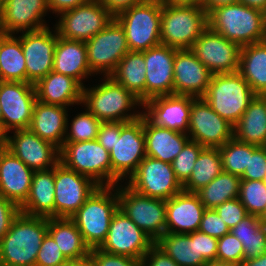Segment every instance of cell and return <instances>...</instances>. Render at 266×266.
Returning a JSON list of instances; mask_svg holds the SVG:
<instances>
[{
	"mask_svg": "<svg viewBox=\"0 0 266 266\" xmlns=\"http://www.w3.org/2000/svg\"><path fill=\"white\" fill-rule=\"evenodd\" d=\"M99 79L102 80L101 82L99 80L100 84L88 86V88L87 85L83 87L81 102L98 120L130 122L142 116L143 110H136L143 108V103L139 98L111 76H101Z\"/></svg>",
	"mask_w": 266,
	"mask_h": 266,
	"instance_id": "1",
	"label": "cell"
},
{
	"mask_svg": "<svg viewBox=\"0 0 266 266\" xmlns=\"http://www.w3.org/2000/svg\"><path fill=\"white\" fill-rule=\"evenodd\" d=\"M48 218L20 212L0 240V266H35Z\"/></svg>",
	"mask_w": 266,
	"mask_h": 266,
	"instance_id": "2",
	"label": "cell"
},
{
	"mask_svg": "<svg viewBox=\"0 0 266 266\" xmlns=\"http://www.w3.org/2000/svg\"><path fill=\"white\" fill-rule=\"evenodd\" d=\"M208 27L240 47L266 40V13L241 2L208 13Z\"/></svg>",
	"mask_w": 266,
	"mask_h": 266,
	"instance_id": "3",
	"label": "cell"
},
{
	"mask_svg": "<svg viewBox=\"0 0 266 266\" xmlns=\"http://www.w3.org/2000/svg\"><path fill=\"white\" fill-rule=\"evenodd\" d=\"M118 209L117 186H99L70 219L90 249L98 248L105 240L111 219Z\"/></svg>",
	"mask_w": 266,
	"mask_h": 266,
	"instance_id": "4",
	"label": "cell"
},
{
	"mask_svg": "<svg viewBox=\"0 0 266 266\" xmlns=\"http://www.w3.org/2000/svg\"><path fill=\"white\" fill-rule=\"evenodd\" d=\"M255 96L249 83L235 72L213 74L202 98L217 114L234 126Z\"/></svg>",
	"mask_w": 266,
	"mask_h": 266,
	"instance_id": "5",
	"label": "cell"
},
{
	"mask_svg": "<svg viewBox=\"0 0 266 266\" xmlns=\"http://www.w3.org/2000/svg\"><path fill=\"white\" fill-rule=\"evenodd\" d=\"M208 28V13L203 7L162 3L161 44L190 49Z\"/></svg>",
	"mask_w": 266,
	"mask_h": 266,
	"instance_id": "6",
	"label": "cell"
},
{
	"mask_svg": "<svg viewBox=\"0 0 266 266\" xmlns=\"http://www.w3.org/2000/svg\"><path fill=\"white\" fill-rule=\"evenodd\" d=\"M162 0H144L114 18L124 28L129 50L145 51L161 44Z\"/></svg>",
	"mask_w": 266,
	"mask_h": 266,
	"instance_id": "7",
	"label": "cell"
},
{
	"mask_svg": "<svg viewBox=\"0 0 266 266\" xmlns=\"http://www.w3.org/2000/svg\"><path fill=\"white\" fill-rule=\"evenodd\" d=\"M111 186L124 183L146 157L143 114L138 119L125 122L111 149Z\"/></svg>",
	"mask_w": 266,
	"mask_h": 266,
	"instance_id": "8",
	"label": "cell"
},
{
	"mask_svg": "<svg viewBox=\"0 0 266 266\" xmlns=\"http://www.w3.org/2000/svg\"><path fill=\"white\" fill-rule=\"evenodd\" d=\"M59 155L68 169L88 176L99 186H111L110 153L97 140L63 142Z\"/></svg>",
	"mask_w": 266,
	"mask_h": 266,
	"instance_id": "9",
	"label": "cell"
},
{
	"mask_svg": "<svg viewBox=\"0 0 266 266\" xmlns=\"http://www.w3.org/2000/svg\"><path fill=\"white\" fill-rule=\"evenodd\" d=\"M119 209L154 242L166 233V200L141 195L125 183L117 185Z\"/></svg>",
	"mask_w": 266,
	"mask_h": 266,
	"instance_id": "10",
	"label": "cell"
},
{
	"mask_svg": "<svg viewBox=\"0 0 266 266\" xmlns=\"http://www.w3.org/2000/svg\"><path fill=\"white\" fill-rule=\"evenodd\" d=\"M85 44L88 66L94 75L110 76L130 51L124 28L115 18Z\"/></svg>",
	"mask_w": 266,
	"mask_h": 266,
	"instance_id": "11",
	"label": "cell"
},
{
	"mask_svg": "<svg viewBox=\"0 0 266 266\" xmlns=\"http://www.w3.org/2000/svg\"><path fill=\"white\" fill-rule=\"evenodd\" d=\"M36 101L34 84L0 81L1 137L14 130L29 128Z\"/></svg>",
	"mask_w": 266,
	"mask_h": 266,
	"instance_id": "12",
	"label": "cell"
},
{
	"mask_svg": "<svg viewBox=\"0 0 266 266\" xmlns=\"http://www.w3.org/2000/svg\"><path fill=\"white\" fill-rule=\"evenodd\" d=\"M58 16V21L53 25L58 36L83 42L102 31L114 18L99 0H88Z\"/></svg>",
	"mask_w": 266,
	"mask_h": 266,
	"instance_id": "13",
	"label": "cell"
},
{
	"mask_svg": "<svg viewBox=\"0 0 266 266\" xmlns=\"http://www.w3.org/2000/svg\"><path fill=\"white\" fill-rule=\"evenodd\" d=\"M125 184L133 191L152 198L168 200L183 190L172 165L146 156Z\"/></svg>",
	"mask_w": 266,
	"mask_h": 266,
	"instance_id": "14",
	"label": "cell"
},
{
	"mask_svg": "<svg viewBox=\"0 0 266 266\" xmlns=\"http://www.w3.org/2000/svg\"><path fill=\"white\" fill-rule=\"evenodd\" d=\"M2 144L32 171L52 169L60 162L59 148L29 129L7 133Z\"/></svg>",
	"mask_w": 266,
	"mask_h": 266,
	"instance_id": "15",
	"label": "cell"
},
{
	"mask_svg": "<svg viewBox=\"0 0 266 266\" xmlns=\"http://www.w3.org/2000/svg\"><path fill=\"white\" fill-rule=\"evenodd\" d=\"M55 218H71L99 187L88 176L68 169L61 162L54 167Z\"/></svg>",
	"mask_w": 266,
	"mask_h": 266,
	"instance_id": "16",
	"label": "cell"
},
{
	"mask_svg": "<svg viewBox=\"0 0 266 266\" xmlns=\"http://www.w3.org/2000/svg\"><path fill=\"white\" fill-rule=\"evenodd\" d=\"M154 244L149 235L118 209L111 219L105 240L98 248L108 253L142 260Z\"/></svg>",
	"mask_w": 266,
	"mask_h": 266,
	"instance_id": "17",
	"label": "cell"
},
{
	"mask_svg": "<svg viewBox=\"0 0 266 266\" xmlns=\"http://www.w3.org/2000/svg\"><path fill=\"white\" fill-rule=\"evenodd\" d=\"M188 136L204 147L218 148L234 137V127L203 98H193Z\"/></svg>",
	"mask_w": 266,
	"mask_h": 266,
	"instance_id": "18",
	"label": "cell"
},
{
	"mask_svg": "<svg viewBox=\"0 0 266 266\" xmlns=\"http://www.w3.org/2000/svg\"><path fill=\"white\" fill-rule=\"evenodd\" d=\"M241 47L209 27L190 50L212 74L238 72Z\"/></svg>",
	"mask_w": 266,
	"mask_h": 266,
	"instance_id": "19",
	"label": "cell"
},
{
	"mask_svg": "<svg viewBox=\"0 0 266 266\" xmlns=\"http://www.w3.org/2000/svg\"><path fill=\"white\" fill-rule=\"evenodd\" d=\"M54 29V30H53ZM58 34L48 26L37 31L21 32L26 64V82L36 84L53 69Z\"/></svg>",
	"mask_w": 266,
	"mask_h": 266,
	"instance_id": "20",
	"label": "cell"
},
{
	"mask_svg": "<svg viewBox=\"0 0 266 266\" xmlns=\"http://www.w3.org/2000/svg\"><path fill=\"white\" fill-rule=\"evenodd\" d=\"M50 13L47 0H3L0 26L3 34L37 31L48 27L44 20Z\"/></svg>",
	"mask_w": 266,
	"mask_h": 266,
	"instance_id": "21",
	"label": "cell"
},
{
	"mask_svg": "<svg viewBox=\"0 0 266 266\" xmlns=\"http://www.w3.org/2000/svg\"><path fill=\"white\" fill-rule=\"evenodd\" d=\"M175 53L176 48L163 44L144 51L145 102L154 97L173 94Z\"/></svg>",
	"mask_w": 266,
	"mask_h": 266,
	"instance_id": "22",
	"label": "cell"
},
{
	"mask_svg": "<svg viewBox=\"0 0 266 266\" xmlns=\"http://www.w3.org/2000/svg\"><path fill=\"white\" fill-rule=\"evenodd\" d=\"M193 98L180 94L154 97L143 103V114L158 126L188 134Z\"/></svg>",
	"mask_w": 266,
	"mask_h": 266,
	"instance_id": "23",
	"label": "cell"
},
{
	"mask_svg": "<svg viewBox=\"0 0 266 266\" xmlns=\"http://www.w3.org/2000/svg\"><path fill=\"white\" fill-rule=\"evenodd\" d=\"M173 94L202 98L208 90L212 73L190 49H176Z\"/></svg>",
	"mask_w": 266,
	"mask_h": 266,
	"instance_id": "24",
	"label": "cell"
},
{
	"mask_svg": "<svg viewBox=\"0 0 266 266\" xmlns=\"http://www.w3.org/2000/svg\"><path fill=\"white\" fill-rule=\"evenodd\" d=\"M33 174L19 158L0 147V195L20 207L29 195Z\"/></svg>",
	"mask_w": 266,
	"mask_h": 266,
	"instance_id": "25",
	"label": "cell"
},
{
	"mask_svg": "<svg viewBox=\"0 0 266 266\" xmlns=\"http://www.w3.org/2000/svg\"><path fill=\"white\" fill-rule=\"evenodd\" d=\"M205 209L195 192L182 190L166 200V232L188 234L198 231Z\"/></svg>",
	"mask_w": 266,
	"mask_h": 266,
	"instance_id": "26",
	"label": "cell"
},
{
	"mask_svg": "<svg viewBox=\"0 0 266 266\" xmlns=\"http://www.w3.org/2000/svg\"><path fill=\"white\" fill-rule=\"evenodd\" d=\"M37 100L63 107L81 105L83 86L74 78L51 71L36 84Z\"/></svg>",
	"mask_w": 266,
	"mask_h": 266,
	"instance_id": "27",
	"label": "cell"
},
{
	"mask_svg": "<svg viewBox=\"0 0 266 266\" xmlns=\"http://www.w3.org/2000/svg\"><path fill=\"white\" fill-rule=\"evenodd\" d=\"M146 156L172 163L190 140L188 134L167 129L152 123L143 114Z\"/></svg>",
	"mask_w": 266,
	"mask_h": 266,
	"instance_id": "28",
	"label": "cell"
},
{
	"mask_svg": "<svg viewBox=\"0 0 266 266\" xmlns=\"http://www.w3.org/2000/svg\"><path fill=\"white\" fill-rule=\"evenodd\" d=\"M69 107L36 101L29 130L41 139L53 143L59 149L63 146Z\"/></svg>",
	"mask_w": 266,
	"mask_h": 266,
	"instance_id": "29",
	"label": "cell"
},
{
	"mask_svg": "<svg viewBox=\"0 0 266 266\" xmlns=\"http://www.w3.org/2000/svg\"><path fill=\"white\" fill-rule=\"evenodd\" d=\"M52 71L70 76L84 87L86 79L95 76L88 66L85 42L58 36Z\"/></svg>",
	"mask_w": 266,
	"mask_h": 266,
	"instance_id": "30",
	"label": "cell"
},
{
	"mask_svg": "<svg viewBox=\"0 0 266 266\" xmlns=\"http://www.w3.org/2000/svg\"><path fill=\"white\" fill-rule=\"evenodd\" d=\"M20 212L46 218H55L54 168L34 171L29 195L20 206Z\"/></svg>",
	"mask_w": 266,
	"mask_h": 266,
	"instance_id": "31",
	"label": "cell"
},
{
	"mask_svg": "<svg viewBox=\"0 0 266 266\" xmlns=\"http://www.w3.org/2000/svg\"><path fill=\"white\" fill-rule=\"evenodd\" d=\"M233 127L237 140L266 146V96L256 95Z\"/></svg>",
	"mask_w": 266,
	"mask_h": 266,
	"instance_id": "32",
	"label": "cell"
},
{
	"mask_svg": "<svg viewBox=\"0 0 266 266\" xmlns=\"http://www.w3.org/2000/svg\"><path fill=\"white\" fill-rule=\"evenodd\" d=\"M48 234L68 261H79L89 257L91 249L70 218H48Z\"/></svg>",
	"mask_w": 266,
	"mask_h": 266,
	"instance_id": "33",
	"label": "cell"
},
{
	"mask_svg": "<svg viewBox=\"0 0 266 266\" xmlns=\"http://www.w3.org/2000/svg\"><path fill=\"white\" fill-rule=\"evenodd\" d=\"M238 73L256 95L266 96V40L241 47Z\"/></svg>",
	"mask_w": 266,
	"mask_h": 266,
	"instance_id": "34",
	"label": "cell"
},
{
	"mask_svg": "<svg viewBox=\"0 0 266 266\" xmlns=\"http://www.w3.org/2000/svg\"><path fill=\"white\" fill-rule=\"evenodd\" d=\"M155 244L179 266H204L207 263L199 254L198 231L188 234L166 232Z\"/></svg>",
	"mask_w": 266,
	"mask_h": 266,
	"instance_id": "35",
	"label": "cell"
},
{
	"mask_svg": "<svg viewBox=\"0 0 266 266\" xmlns=\"http://www.w3.org/2000/svg\"><path fill=\"white\" fill-rule=\"evenodd\" d=\"M145 68L144 51H129L110 76L145 103Z\"/></svg>",
	"mask_w": 266,
	"mask_h": 266,
	"instance_id": "36",
	"label": "cell"
},
{
	"mask_svg": "<svg viewBox=\"0 0 266 266\" xmlns=\"http://www.w3.org/2000/svg\"><path fill=\"white\" fill-rule=\"evenodd\" d=\"M0 81L26 82V64L21 34L0 35Z\"/></svg>",
	"mask_w": 266,
	"mask_h": 266,
	"instance_id": "37",
	"label": "cell"
},
{
	"mask_svg": "<svg viewBox=\"0 0 266 266\" xmlns=\"http://www.w3.org/2000/svg\"><path fill=\"white\" fill-rule=\"evenodd\" d=\"M241 178L222 171L208 185L195 193L206 209H215L227 200L239 198Z\"/></svg>",
	"mask_w": 266,
	"mask_h": 266,
	"instance_id": "38",
	"label": "cell"
},
{
	"mask_svg": "<svg viewBox=\"0 0 266 266\" xmlns=\"http://www.w3.org/2000/svg\"><path fill=\"white\" fill-rule=\"evenodd\" d=\"M222 171V159L219 149L205 147L195 162L190 178L182 185L183 191H198L208 185Z\"/></svg>",
	"mask_w": 266,
	"mask_h": 266,
	"instance_id": "39",
	"label": "cell"
},
{
	"mask_svg": "<svg viewBox=\"0 0 266 266\" xmlns=\"http://www.w3.org/2000/svg\"><path fill=\"white\" fill-rule=\"evenodd\" d=\"M218 149L223 171L241 177L248 167L249 155H252V145L233 137Z\"/></svg>",
	"mask_w": 266,
	"mask_h": 266,
	"instance_id": "40",
	"label": "cell"
},
{
	"mask_svg": "<svg viewBox=\"0 0 266 266\" xmlns=\"http://www.w3.org/2000/svg\"><path fill=\"white\" fill-rule=\"evenodd\" d=\"M84 110L76 114L75 117L73 116L71 121L67 117L64 142H83L97 139L102 121L98 120L86 108Z\"/></svg>",
	"mask_w": 266,
	"mask_h": 266,
	"instance_id": "41",
	"label": "cell"
},
{
	"mask_svg": "<svg viewBox=\"0 0 266 266\" xmlns=\"http://www.w3.org/2000/svg\"><path fill=\"white\" fill-rule=\"evenodd\" d=\"M239 200L248 214L261 217L266 211V184L264 181L241 180Z\"/></svg>",
	"mask_w": 266,
	"mask_h": 266,
	"instance_id": "42",
	"label": "cell"
},
{
	"mask_svg": "<svg viewBox=\"0 0 266 266\" xmlns=\"http://www.w3.org/2000/svg\"><path fill=\"white\" fill-rule=\"evenodd\" d=\"M204 148L205 147L199 143L189 140L177 157L172 161V169L176 179L181 185L190 178L195 162Z\"/></svg>",
	"mask_w": 266,
	"mask_h": 266,
	"instance_id": "43",
	"label": "cell"
},
{
	"mask_svg": "<svg viewBox=\"0 0 266 266\" xmlns=\"http://www.w3.org/2000/svg\"><path fill=\"white\" fill-rule=\"evenodd\" d=\"M216 260L242 263L244 261L243 245L231 233L218 239Z\"/></svg>",
	"mask_w": 266,
	"mask_h": 266,
	"instance_id": "44",
	"label": "cell"
},
{
	"mask_svg": "<svg viewBox=\"0 0 266 266\" xmlns=\"http://www.w3.org/2000/svg\"><path fill=\"white\" fill-rule=\"evenodd\" d=\"M67 261L57 243L47 233L38 251L35 266H59Z\"/></svg>",
	"mask_w": 266,
	"mask_h": 266,
	"instance_id": "45",
	"label": "cell"
},
{
	"mask_svg": "<svg viewBox=\"0 0 266 266\" xmlns=\"http://www.w3.org/2000/svg\"><path fill=\"white\" fill-rule=\"evenodd\" d=\"M266 175V146L252 145L248 167L240 177L241 180L263 181Z\"/></svg>",
	"mask_w": 266,
	"mask_h": 266,
	"instance_id": "46",
	"label": "cell"
},
{
	"mask_svg": "<svg viewBox=\"0 0 266 266\" xmlns=\"http://www.w3.org/2000/svg\"><path fill=\"white\" fill-rule=\"evenodd\" d=\"M214 210L227 224L229 229L235 227L240 221L249 215L239 198L227 200L223 204L217 206Z\"/></svg>",
	"mask_w": 266,
	"mask_h": 266,
	"instance_id": "47",
	"label": "cell"
},
{
	"mask_svg": "<svg viewBox=\"0 0 266 266\" xmlns=\"http://www.w3.org/2000/svg\"><path fill=\"white\" fill-rule=\"evenodd\" d=\"M89 258L95 266H141V260L92 248Z\"/></svg>",
	"mask_w": 266,
	"mask_h": 266,
	"instance_id": "48",
	"label": "cell"
},
{
	"mask_svg": "<svg viewBox=\"0 0 266 266\" xmlns=\"http://www.w3.org/2000/svg\"><path fill=\"white\" fill-rule=\"evenodd\" d=\"M199 231L217 239L230 233L229 227L214 209H205Z\"/></svg>",
	"mask_w": 266,
	"mask_h": 266,
	"instance_id": "49",
	"label": "cell"
},
{
	"mask_svg": "<svg viewBox=\"0 0 266 266\" xmlns=\"http://www.w3.org/2000/svg\"><path fill=\"white\" fill-rule=\"evenodd\" d=\"M242 245L244 260L253 259L266 253V227L261 226L254 236L237 237Z\"/></svg>",
	"mask_w": 266,
	"mask_h": 266,
	"instance_id": "50",
	"label": "cell"
},
{
	"mask_svg": "<svg viewBox=\"0 0 266 266\" xmlns=\"http://www.w3.org/2000/svg\"><path fill=\"white\" fill-rule=\"evenodd\" d=\"M20 213V207L0 195V240L9 231L14 218Z\"/></svg>",
	"mask_w": 266,
	"mask_h": 266,
	"instance_id": "51",
	"label": "cell"
},
{
	"mask_svg": "<svg viewBox=\"0 0 266 266\" xmlns=\"http://www.w3.org/2000/svg\"><path fill=\"white\" fill-rule=\"evenodd\" d=\"M125 122H102L97 135V141L110 152L116 142V135H120L121 126Z\"/></svg>",
	"mask_w": 266,
	"mask_h": 266,
	"instance_id": "52",
	"label": "cell"
},
{
	"mask_svg": "<svg viewBox=\"0 0 266 266\" xmlns=\"http://www.w3.org/2000/svg\"><path fill=\"white\" fill-rule=\"evenodd\" d=\"M141 266H179L162 249L154 244L143 256Z\"/></svg>",
	"mask_w": 266,
	"mask_h": 266,
	"instance_id": "53",
	"label": "cell"
},
{
	"mask_svg": "<svg viewBox=\"0 0 266 266\" xmlns=\"http://www.w3.org/2000/svg\"><path fill=\"white\" fill-rule=\"evenodd\" d=\"M262 226L259 216L248 215L235 227L230 229V233L236 237L254 236L255 232Z\"/></svg>",
	"mask_w": 266,
	"mask_h": 266,
	"instance_id": "54",
	"label": "cell"
},
{
	"mask_svg": "<svg viewBox=\"0 0 266 266\" xmlns=\"http://www.w3.org/2000/svg\"><path fill=\"white\" fill-rule=\"evenodd\" d=\"M218 239L211 237L198 230V247L199 254H202V258L206 261L216 260L217 256Z\"/></svg>",
	"mask_w": 266,
	"mask_h": 266,
	"instance_id": "55",
	"label": "cell"
},
{
	"mask_svg": "<svg viewBox=\"0 0 266 266\" xmlns=\"http://www.w3.org/2000/svg\"><path fill=\"white\" fill-rule=\"evenodd\" d=\"M88 0H47L49 11L58 15L64 11L74 9L79 5L86 3Z\"/></svg>",
	"mask_w": 266,
	"mask_h": 266,
	"instance_id": "56",
	"label": "cell"
},
{
	"mask_svg": "<svg viewBox=\"0 0 266 266\" xmlns=\"http://www.w3.org/2000/svg\"><path fill=\"white\" fill-rule=\"evenodd\" d=\"M101 4L115 17L120 12L140 4L144 0H99Z\"/></svg>",
	"mask_w": 266,
	"mask_h": 266,
	"instance_id": "57",
	"label": "cell"
},
{
	"mask_svg": "<svg viewBox=\"0 0 266 266\" xmlns=\"http://www.w3.org/2000/svg\"><path fill=\"white\" fill-rule=\"evenodd\" d=\"M239 2V0H202V7L209 13L211 10L228 4H234Z\"/></svg>",
	"mask_w": 266,
	"mask_h": 266,
	"instance_id": "58",
	"label": "cell"
},
{
	"mask_svg": "<svg viewBox=\"0 0 266 266\" xmlns=\"http://www.w3.org/2000/svg\"><path fill=\"white\" fill-rule=\"evenodd\" d=\"M163 4L202 7V0H162Z\"/></svg>",
	"mask_w": 266,
	"mask_h": 266,
	"instance_id": "59",
	"label": "cell"
},
{
	"mask_svg": "<svg viewBox=\"0 0 266 266\" xmlns=\"http://www.w3.org/2000/svg\"><path fill=\"white\" fill-rule=\"evenodd\" d=\"M239 2L243 3L246 6L260 9L261 11L266 13V0H239Z\"/></svg>",
	"mask_w": 266,
	"mask_h": 266,
	"instance_id": "60",
	"label": "cell"
},
{
	"mask_svg": "<svg viewBox=\"0 0 266 266\" xmlns=\"http://www.w3.org/2000/svg\"><path fill=\"white\" fill-rule=\"evenodd\" d=\"M242 266H266V253L253 259L244 260Z\"/></svg>",
	"mask_w": 266,
	"mask_h": 266,
	"instance_id": "61",
	"label": "cell"
},
{
	"mask_svg": "<svg viewBox=\"0 0 266 266\" xmlns=\"http://www.w3.org/2000/svg\"><path fill=\"white\" fill-rule=\"evenodd\" d=\"M204 266H242V263L222 261V260H213L207 262Z\"/></svg>",
	"mask_w": 266,
	"mask_h": 266,
	"instance_id": "62",
	"label": "cell"
},
{
	"mask_svg": "<svg viewBox=\"0 0 266 266\" xmlns=\"http://www.w3.org/2000/svg\"><path fill=\"white\" fill-rule=\"evenodd\" d=\"M75 266H95L93 261L88 257L84 260L75 261Z\"/></svg>",
	"mask_w": 266,
	"mask_h": 266,
	"instance_id": "63",
	"label": "cell"
},
{
	"mask_svg": "<svg viewBox=\"0 0 266 266\" xmlns=\"http://www.w3.org/2000/svg\"><path fill=\"white\" fill-rule=\"evenodd\" d=\"M261 223L263 226L266 227V211L262 214V216L260 217Z\"/></svg>",
	"mask_w": 266,
	"mask_h": 266,
	"instance_id": "64",
	"label": "cell"
},
{
	"mask_svg": "<svg viewBox=\"0 0 266 266\" xmlns=\"http://www.w3.org/2000/svg\"><path fill=\"white\" fill-rule=\"evenodd\" d=\"M59 266H75V261H67Z\"/></svg>",
	"mask_w": 266,
	"mask_h": 266,
	"instance_id": "65",
	"label": "cell"
},
{
	"mask_svg": "<svg viewBox=\"0 0 266 266\" xmlns=\"http://www.w3.org/2000/svg\"><path fill=\"white\" fill-rule=\"evenodd\" d=\"M1 122H2V112L0 107V136H1Z\"/></svg>",
	"mask_w": 266,
	"mask_h": 266,
	"instance_id": "66",
	"label": "cell"
}]
</instances>
